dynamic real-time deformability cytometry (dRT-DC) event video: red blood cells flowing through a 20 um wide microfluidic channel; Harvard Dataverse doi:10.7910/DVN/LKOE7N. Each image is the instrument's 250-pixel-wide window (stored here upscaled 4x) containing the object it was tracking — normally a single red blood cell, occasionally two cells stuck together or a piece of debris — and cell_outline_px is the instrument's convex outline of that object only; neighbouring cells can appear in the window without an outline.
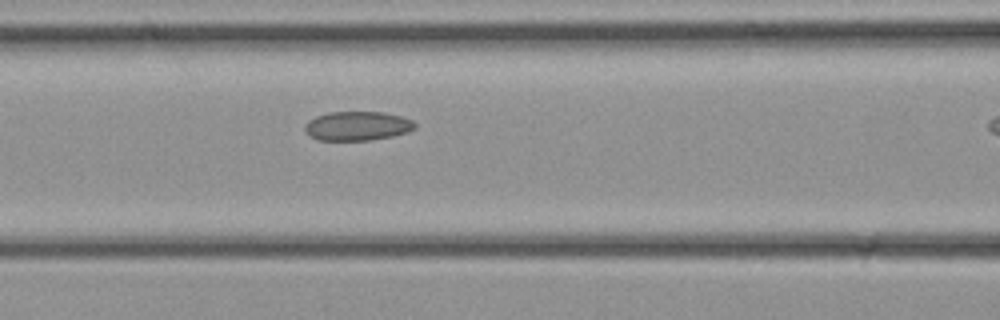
{"species": "common noctule bat (a hibernating species)", "species_latin": "Nyctalus noctula", "temperature_condition": "cold", "stored_images_in_passage": 10, "camera_frame_rate_fps": 3000, "um_per_image_px": 0.085, "animal": {"sex": "female", "body_mass_g": 21.9}, "frame": {"image": 1, "passage_image": 9, "time_ms": 2.667, "image_size_px": [1000, 320], "cell_outline_px": [[416, 128], [408, 132], [392, 136], [372, 140], [316, 140], [304, 128], [304, 124], [308, 120], [316, 116], [328, 112], [384, 112], [400, 116], [412, 120], [416, 124]], "centroid_in_image_um": [30.38, 10.7], "position_along_channel_um": 136.2, "area_um2": 18.73}}